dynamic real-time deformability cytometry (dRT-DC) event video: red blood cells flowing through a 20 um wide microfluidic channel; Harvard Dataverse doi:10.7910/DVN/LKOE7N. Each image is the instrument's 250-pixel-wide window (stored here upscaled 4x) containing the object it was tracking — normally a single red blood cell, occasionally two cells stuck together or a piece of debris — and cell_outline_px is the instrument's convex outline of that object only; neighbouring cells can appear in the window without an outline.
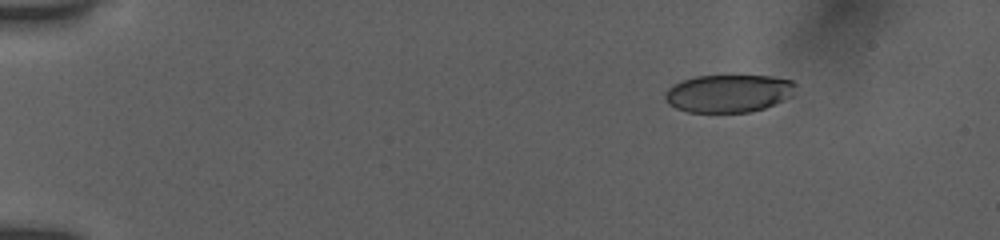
{"species": "human", "species_latin": "Homo sapiens", "temperature_condition": "room temperature", "stored_images_in_passage": 47, "camera_frame_rate_fps": 3000, "um_per_image_px": 0.085, "donor": {"sex": "female"}, "frame": {"image": 1, "passage_image": 1, "time_ms": 0.0, "image_size_px": [1000, 240], "cell_outline_px": [[796, 84], [788, 96], [764, 108], [748, 112], [688, 112], [676, 108], [668, 104], [664, 100], [664, 92], [672, 84], [680, 80], [696, 76], [772, 76], [792, 80]], "centroid_in_image_um": [61.82, 7.93], "position_along_channel_um": 23.2, "area_um2": 28.55}}
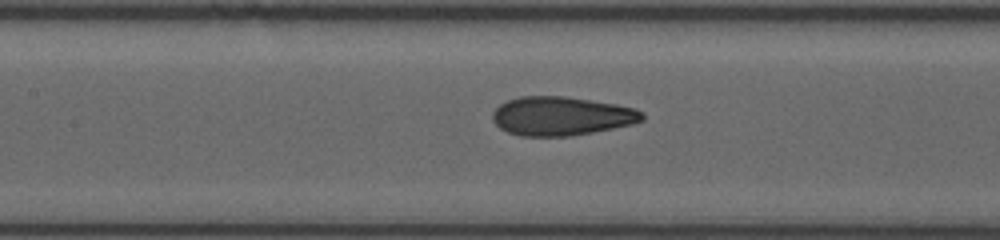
{"frame": {"image": 2, "passage_image": 20, "time_ms": 6.333, "image_size_px": [1000, 240], "cell_outline_px": [[644, 120], [632, 124], [572, 136], [520, 136], [508, 132], [500, 128], [492, 120], [492, 112], [500, 104], [508, 100], [520, 96], [564, 96], [592, 100], [616, 104], [636, 108], [644, 112]], "centroid_in_image_um": [47.72, 9.86], "position_along_channel_um": 159.7, "area_um2": 33.99}}
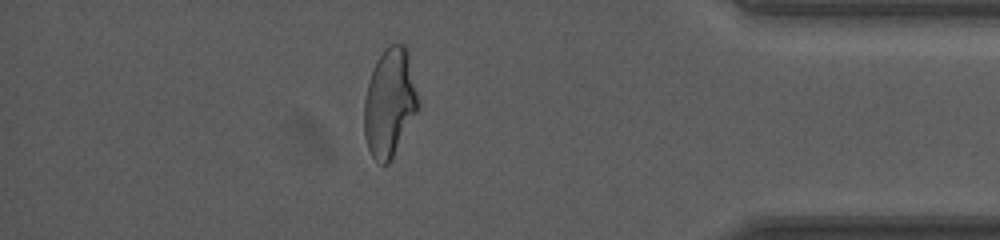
{"frame": {"image": 3, "passage_image": 41, "time_ms": 13.333, "image_size_px": [1000, 240], "cell_outline_px": [[420, 108], [388, 164], [380, 164], [372, 156], [368, 148], [364, 136], [364, 100], [368, 84], [376, 60], [388, 44], [404, 44], [408, 48], [420, 104]], "centroid_in_image_um": [33.14, 8.7], "position_along_channel_um": 402.1, "area_um2": 34.33}, "authors_computed_cell_mechanics": {"area_um2": 33.3506, "velocity_mm_per_s": 3.8806, "shape_relaxation_time_tau1_ms": 10.6612, "shape_relaxation_time_tau2_ms": 1.0164, "deformation_change_tau1": 0.2655, "deformation_change_tau2": 0.085}}